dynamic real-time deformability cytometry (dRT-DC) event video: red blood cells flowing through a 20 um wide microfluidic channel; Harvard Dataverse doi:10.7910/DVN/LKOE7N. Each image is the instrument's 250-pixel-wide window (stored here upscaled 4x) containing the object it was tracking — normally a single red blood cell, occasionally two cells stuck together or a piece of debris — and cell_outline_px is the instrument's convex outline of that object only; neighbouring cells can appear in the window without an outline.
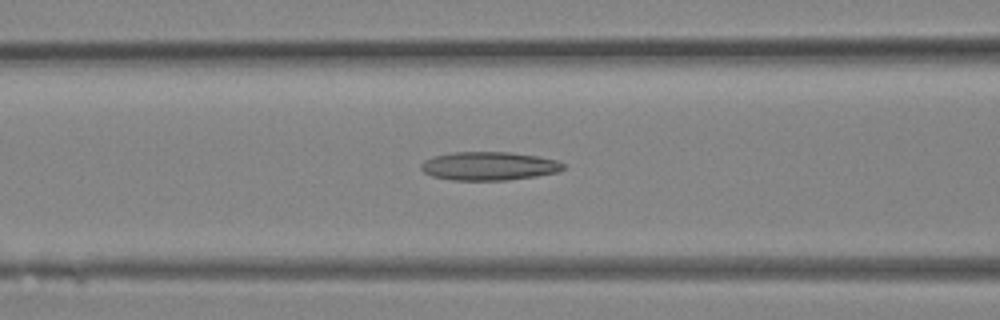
{"species": "Egyptian fruit bat (a non-hibernating species)", "species_latin": "Rousettus aegyptiacus", "temperature_condition": "room temperature", "stored_images_in_passage": 19, "camera_frame_rate_fps": 3000, "um_per_image_px": 0.085, "animal": {"sex": "female"}, "frame": {"image": 1, "passage_image": 6, "time_ms": 1.667, "image_size_px": [1000, 320], "cell_outline_px": [[564, 168], [560, 172], [536, 176], [508, 180], [452, 180], [432, 176], [424, 172], [420, 168], [420, 164], [424, 160], [432, 156], [452, 152], [508, 152], [536, 156], [556, 160], [564, 164]], "centroid_in_image_um": [41.54, 14.11], "position_along_channel_um": 125.1, "area_um2": 23.7}}
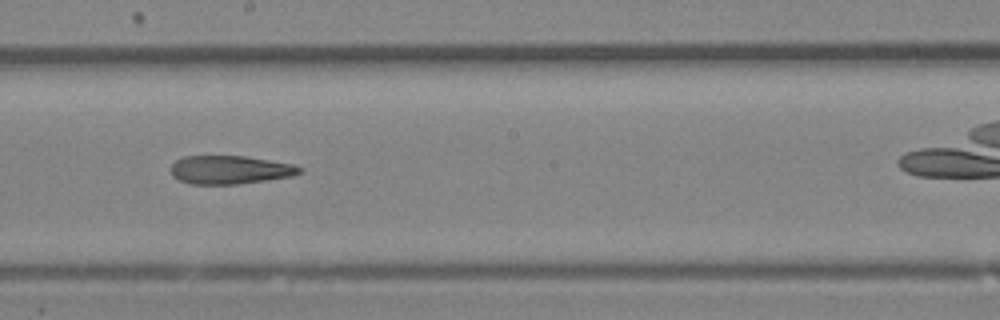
{"frame": {"image": 2, "passage_image": 11, "time_ms": 3.333, "image_size_px": [1000, 320], "cell_outline_px": [[304, 168], [300, 172], [292, 176], [236, 184], [192, 184], [180, 180], [172, 176], [172, 164], [176, 160], [184, 156], [244, 156], [296, 164]], "centroid_in_image_um": [19.57, 14.42], "position_along_channel_um": 228.6, "area_um2": 21.21}}
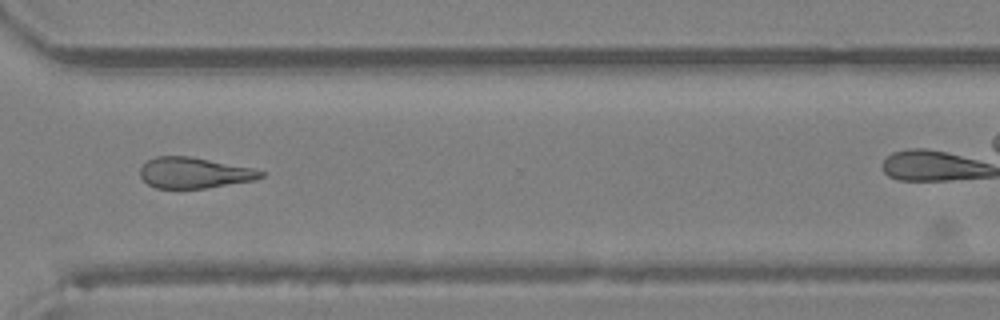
{"frame": {"image": 3, "passage_image": 17, "time_ms": 5.333, "image_size_px": [1000, 320], "cell_outline_px": [[264, 176], [256, 180], [204, 188], [156, 188], [148, 184], [140, 176], [140, 168], [148, 160], [156, 156], [188, 156], [252, 168], [264, 172]], "centroid_in_image_um": [16.49, 14.69], "position_along_channel_um": 354.1, "area_um2": 21.44}}